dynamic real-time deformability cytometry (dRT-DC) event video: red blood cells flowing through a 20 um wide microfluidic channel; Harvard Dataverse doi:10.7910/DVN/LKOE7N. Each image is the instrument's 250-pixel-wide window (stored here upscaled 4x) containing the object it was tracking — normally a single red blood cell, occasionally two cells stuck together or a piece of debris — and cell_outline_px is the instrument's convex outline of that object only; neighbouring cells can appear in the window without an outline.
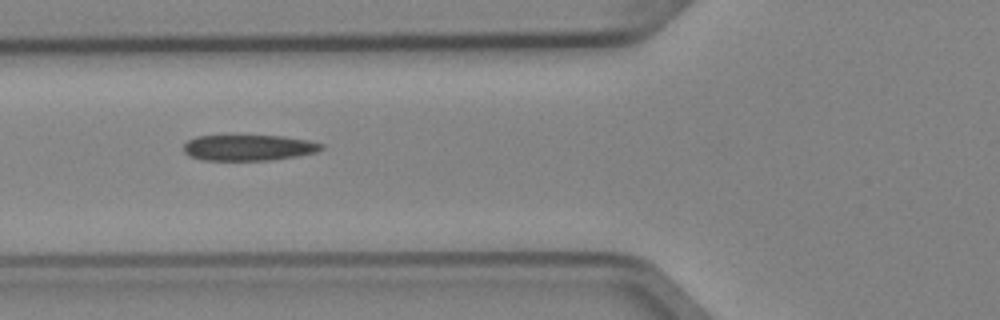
{"species": "Egyptian fruit bat (a non-hibernating species)", "species_latin": "Rousettus aegyptiacus", "temperature_condition": "cold", "stored_images_in_passage": 6, "camera_frame_rate_fps": 3000, "um_per_image_px": 0.085, "animal": {"sex": "female"}, "frame": {"image": 1, "passage_image": 3, "time_ms": 0.667, "image_size_px": [1000, 320], "cell_outline_px": [[324, 148], [316, 152], [296, 156], [268, 160], [200, 160], [188, 156], [184, 152], [184, 144], [188, 140], [196, 136], [280, 136], [308, 140], [324, 144]], "centroid_in_image_um": [21.11, 12.55], "position_along_channel_um": 104.7, "area_um2": 20.69}}
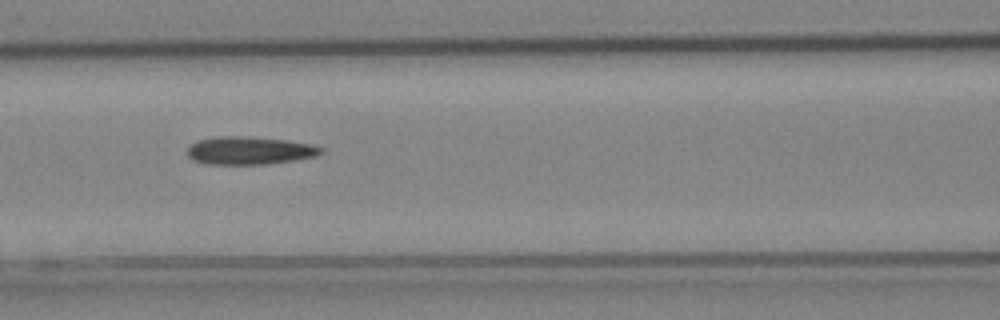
{"frame": {"image": 2, "passage_image": 4, "time_ms": 1.0, "image_size_px": [1000, 320], "cell_outline_px": [[324, 152], [316, 156], [296, 160], [268, 164], [208, 164], [192, 160], [188, 156], [188, 148], [192, 144], [200, 140], [220, 136], [240, 136], [288, 140], [312, 144], [324, 148]], "centroid_in_image_um": [21.26, 12.8], "position_along_channel_um": 145.3, "area_um2": 21.73}}